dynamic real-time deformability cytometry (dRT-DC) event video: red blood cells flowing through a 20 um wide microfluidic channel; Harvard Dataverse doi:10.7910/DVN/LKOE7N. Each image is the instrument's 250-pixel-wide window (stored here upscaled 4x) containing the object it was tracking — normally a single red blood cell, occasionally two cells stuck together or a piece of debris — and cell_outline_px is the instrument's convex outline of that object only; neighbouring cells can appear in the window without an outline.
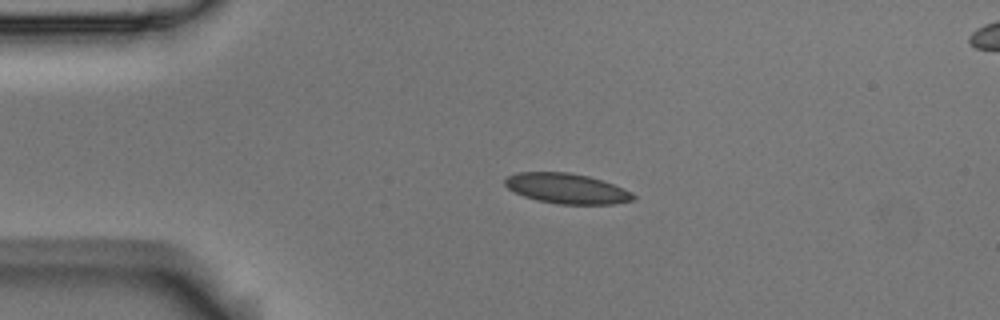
{"species": "Egyptian fruit bat (a non-hibernating species)", "species_latin": "Rousettus aegyptiacus", "temperature_condition": "room temperature", "stored_images_in_passage": 3, "segment_of_instrument_passage": [1, 2], "camera_frame_rate_fps": 3000, "um_per_image_px": 0.085, "animal": {"sex": "male"}, "frame": {"image": 1, "passage_image": 1, "time_ms": 0.0, "image_size_px": [1000, 320], "cell_outline_px": [[636, 200], [616, 204], [560, 204], [536, 200], [524, 196], [508, 188], [504, 184], [504, 180], [508, 176], [520, 172], [568, 172], [588, 176], [612, 184], [632, 192], [636, 196]], "centroid_in_image_um": [48.2, 16.03], "position_along_channel_um": 36.8, "area_um2": 22.48}}